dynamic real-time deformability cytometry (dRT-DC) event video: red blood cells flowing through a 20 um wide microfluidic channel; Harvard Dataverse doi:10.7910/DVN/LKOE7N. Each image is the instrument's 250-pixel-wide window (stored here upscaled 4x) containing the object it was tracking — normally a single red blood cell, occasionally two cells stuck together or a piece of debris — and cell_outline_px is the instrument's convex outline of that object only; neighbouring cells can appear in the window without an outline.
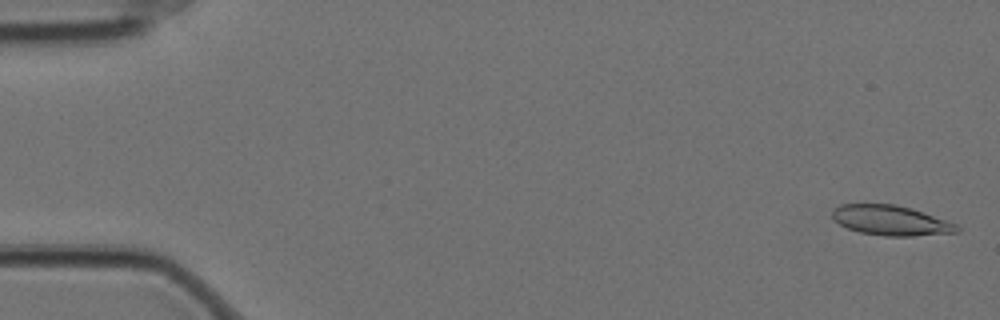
{"species": "Egyptian fruit bat (a non-hibernating species)", "species_latin": "Rousettus aegyptiacus", "temperature_condition": "cold", "stored_images_in_passage": 59, "segment_of_instrument_passage": [1, 2], "camera_frame_rate_fps": 3000, "um_per_image_px": 0.085, "animal": {"sex": "female"}, "frame": {"image": 1, "passage_image": 2, "time_ms": 0.333, "image_size_px": [1000, 320], "cell_outline_px": [[960, 232], [912, 236], [884, 236], [860, 232], [848, 228], [840, 224], [832, 216], [832, 212], [840, 204], [896, 204], [912, 208], [956, 224], [960, 228]], "centroid_in_image_um": [75.74, 18.73], "position_along_channel_um": 9.3, "area_um2": 21.62}}
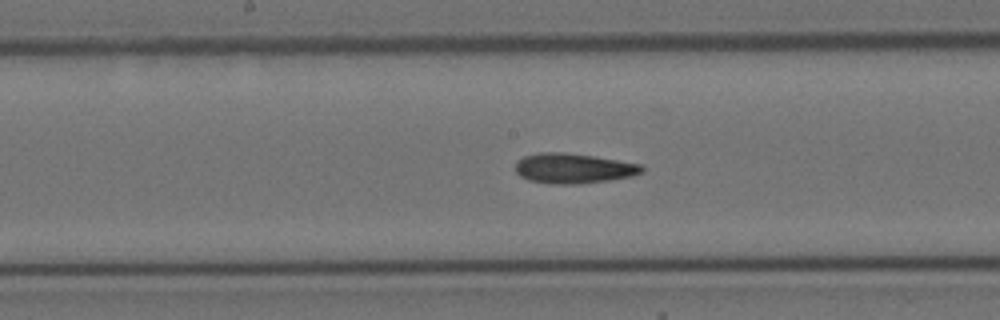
{"frame": {"image": 2, "passage_image": 30, "time_ms": 9.667, "image_size_px": [1000, 320], "cell_outline_px": [[644, 172], [632, 176], [608, 180], [580, 184], [548, 184], [528, 180], [520, 176], [516, 172], [516, 160], [524, 156], [540, 152], [564, 152], [592, 156], [640, 164], [644, 168]], "centroid_in_image_um": [48.71, 14.31], "position_along_channel_um": 199.5, "area_um2": 22.2}}
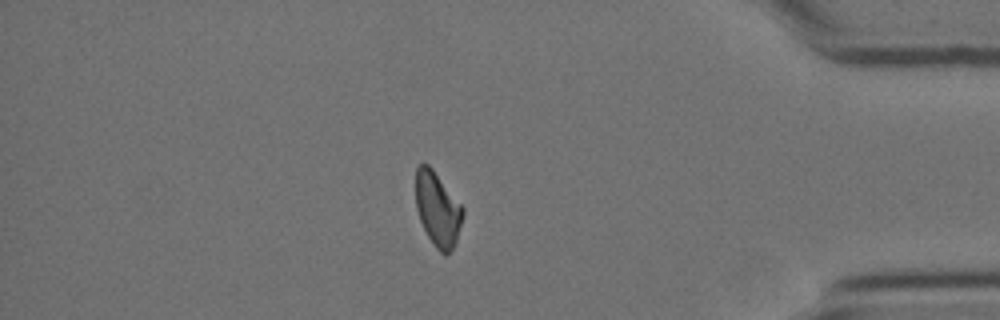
{"frame": {"image": 3, "passage_image": 50, "time_ms": 16.333, "image_size_px": [1000, 320], "cell_outline_px": [[464, 216], [456, 240], [452, 248], [444, 256], [436, 248], [428, 236], [420, 220], [416, 208], [416, 168], [420, 164], [428, 164], [432, 168], [464, 208]], "centroid_in_image_um": [37.2, 17.77], "position_along_channel_um": 398.0, "area_um2": 20.17}}